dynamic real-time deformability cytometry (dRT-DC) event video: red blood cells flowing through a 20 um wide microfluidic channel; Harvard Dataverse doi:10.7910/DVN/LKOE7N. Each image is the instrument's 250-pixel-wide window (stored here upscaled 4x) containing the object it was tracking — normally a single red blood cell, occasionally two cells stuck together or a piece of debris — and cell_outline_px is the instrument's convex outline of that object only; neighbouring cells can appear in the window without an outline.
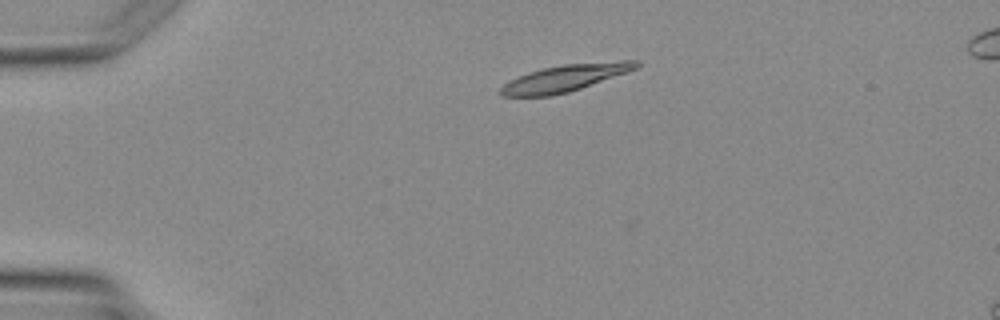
{"species": "Egyptian fruit bat (a non-hibernating species)", "species_latin": "Rousettus aegyptiacus", "temperature_condition": "warm", "stored_images_in_passage": 2, "camera_frame_rate_fps": 3000, "um_per_image_px": 0.085, "animal": {"sex": "female"}, "frame": {"image": 1, "passage_image": 1, "time_ms": 0.0, "image_size_px": [1000, 320], "cell_outline_px": [[640, 64], [636, 68], [580, 88], [568, 92], [552, 96], [500, 96], [500, 88], [508, 80], [528, 72], [540, 68], [564, 64], [620, 60], [640, 60]], "centroid_in_image_um": [47.97, 6.62], "position_along_channel_um": 37.0, "area_um2": 21.1}}